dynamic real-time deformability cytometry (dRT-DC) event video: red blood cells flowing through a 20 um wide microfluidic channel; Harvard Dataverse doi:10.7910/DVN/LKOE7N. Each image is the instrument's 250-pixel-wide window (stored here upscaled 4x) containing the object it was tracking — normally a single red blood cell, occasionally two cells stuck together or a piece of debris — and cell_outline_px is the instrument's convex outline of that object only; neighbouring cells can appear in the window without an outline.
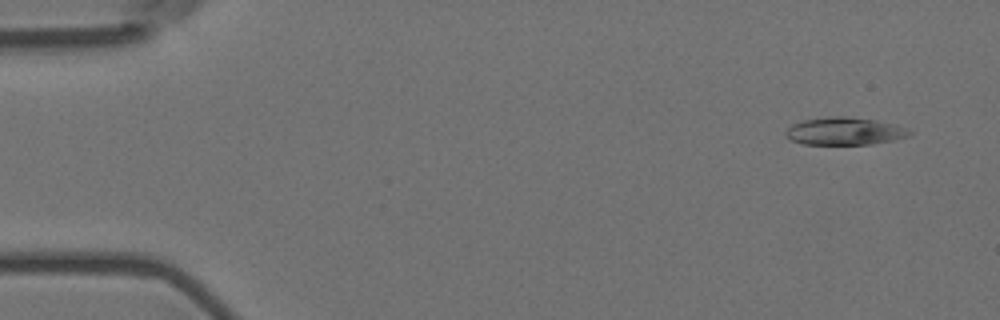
{"species": "Egyptian fruit bat (a non-hibernating species)", "species_latin": "Rousettus aegyptiacus", "temperature_condition": "room temperature", "stored_images_in_passage": 5, "camera_frame_rate_fps": 3000, "um_per_image_px": 0.085, "animal": {"sex": "female"}, "frame": {"image": 1, "passage_image": 2, "time_ms": 0.333, "image_size_px": [1000, 320], "cell_outline_px": [[912, 132], [908, 136], [892, 140], [872, 144], [804, 144], [788, 140], [784, 136], [784, 132], [792, 124], [804, 120], [828, 116], [848, 116], [876, 120], [896, 124]], "centroid_in_image_um": [71.73, 11.14], "position_along_channel_um": 13.3, "area_um2": 20.0}}
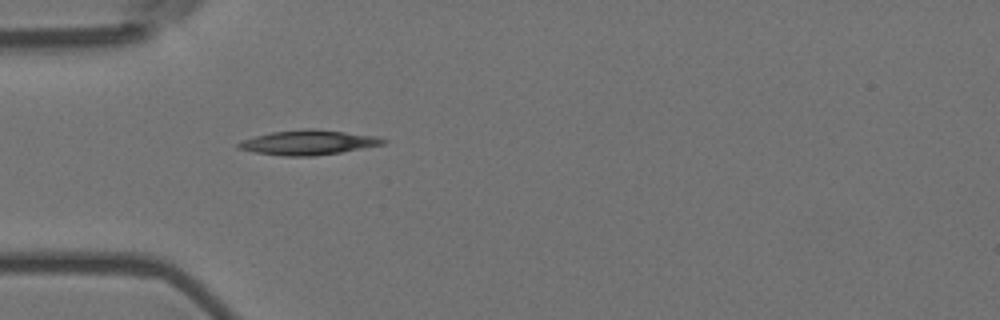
{"frame": {"image": 2, "passage_image": 5, "time_ms": 1.333, "image_size_px": [1000, 320], "cell_outline_px": [[388, 140], [384, 144], [340, 152], [312, 156], [284, 156], [252, 152], [236, 148], [236, 144], [244, 140], [256, 136], [272, 132], [308, 128], [312, 128], [380, 136]], "centroid_in_image_um": [26.22, 12.11], "position_along_channel_um": 58.8, "area_um2": 20.81}}